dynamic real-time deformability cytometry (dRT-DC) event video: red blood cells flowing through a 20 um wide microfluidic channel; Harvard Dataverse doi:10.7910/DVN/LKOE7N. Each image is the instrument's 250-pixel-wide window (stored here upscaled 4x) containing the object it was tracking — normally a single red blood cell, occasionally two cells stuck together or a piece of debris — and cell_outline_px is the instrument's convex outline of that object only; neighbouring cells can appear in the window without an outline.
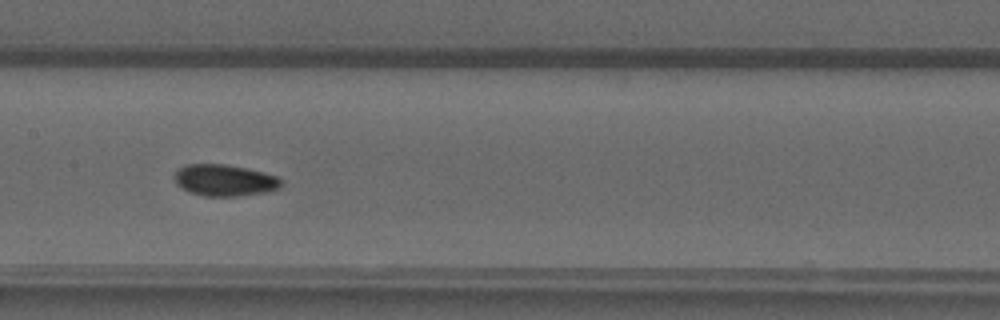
{"species": "common noctule bat (a hibernating species)", "species_latin": "Nyctalus noctula", "temperature_condition": "warm", "stored_images_in_passage": 33, "camera_frame_rate_fps": 3000, "um_per_image_px": 0.085, "animal": {"sex": "male", "forearm_length_mm": 52.5}, "frame": {"image": 1, "passage_image": 9, "time_ms": 2.667, "image_size_px": [1000, 320], "cell_outline_px": [[280, 188], [268, 192], [236, 196], [204, 196], [188, 192], [180, 188], [176, 184], [176, 172], [180, 168], [188, 164], [224, 164], [248, 168], [280, 176]], "centroid_in_image_um": [19.11, 15.33], "position_along_channel_um": 188.3, "area_um2": 19.71}}
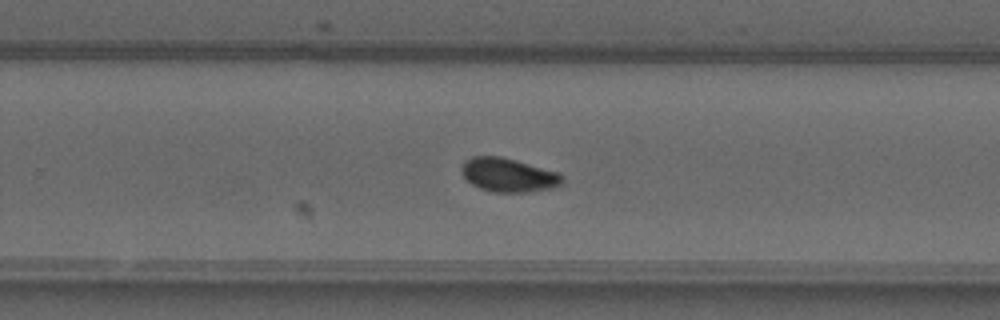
{"frame": {"image": 2, "passage_image": 16, "time_ms": 5.0, "image_size_px": [1000, 320], "cell_outline_px": [[564, 184], [552, 188], [528, 192], [492, 192], [480, 188], [472, 184], [460, 172], [460, 168], [464, 160], [472, 156], [500, 156], [516, 160], [560, 172], [564, 176]], "centroid_in_image_um": [43.24, 14.87], "position_along_channel_um": 286.6, "area_um2": 20.17}}
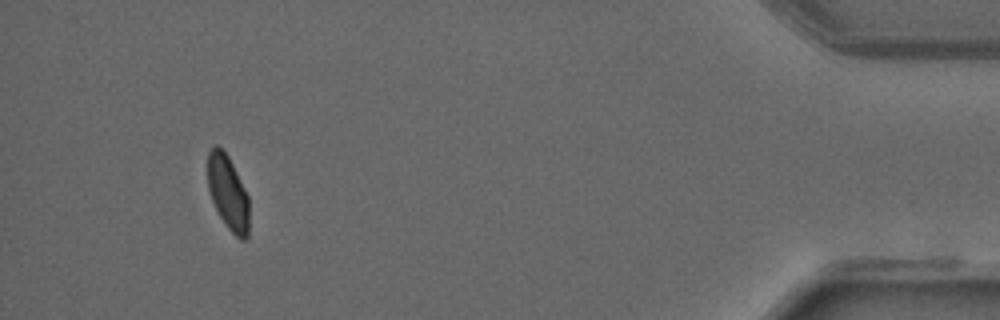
{"frame": {"image": 3, "passage_image": 30, "time_ms": 9.667, "image_size_px": [1000, 320], "cell_outline_px": [[248, 236], [244, 240], [240, 240], [228, 228], [220, 216], [212, 200], [208, 188], [208, 152], [216, 144], [228, 156], [248, 196]], "centroid_in_image_um": [19.37, 16.39], "position_along_channel_um": 415.8, "area_um2": 17.57}}